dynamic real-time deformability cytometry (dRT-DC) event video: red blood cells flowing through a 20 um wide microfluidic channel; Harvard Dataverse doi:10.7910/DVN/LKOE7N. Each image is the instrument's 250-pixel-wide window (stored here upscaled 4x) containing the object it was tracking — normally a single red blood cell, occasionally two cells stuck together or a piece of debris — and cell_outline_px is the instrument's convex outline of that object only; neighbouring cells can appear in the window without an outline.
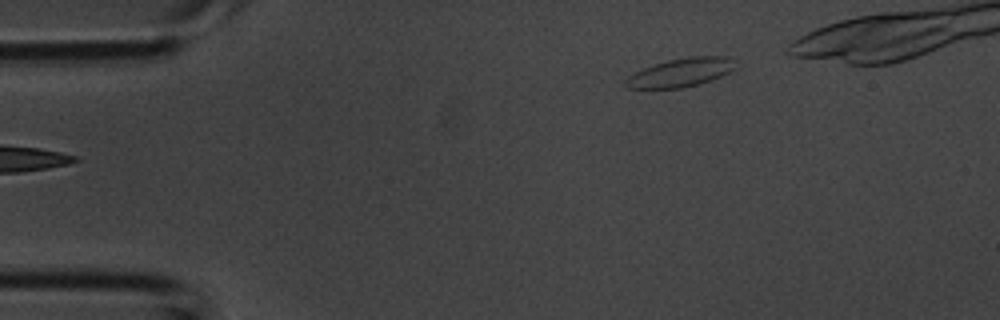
{"species": "common noctule bat (a hibernating species)", "species_latin": "Nyctalus noctula", "temperature_condition": "room temperature", "stored_images_in_passage": 27, "camera_frame_rate_fps": 3000, "um_per_image_px": 0.085, "animal": {"sex": "male", "body_mass_g": 20.1, "forearm_length_mm": 53.5}, "frame": {"image": 1, "passage_image": 1, "time_ms": 0.0, "image_size_px": [1000, 320], "cell_outline_px": [[732, 68], [728, 72], [720, 76], [696, 84], [680, 88], [628, 88], [624, 84], [624, 80], [628, 76], [644, 68], [668, 60], [692, 56], [728, 56]], "centroid_in_image_um": [57.77, 6.17], "position_along_channel_um": 27.2, "area_um2": 17.57}}
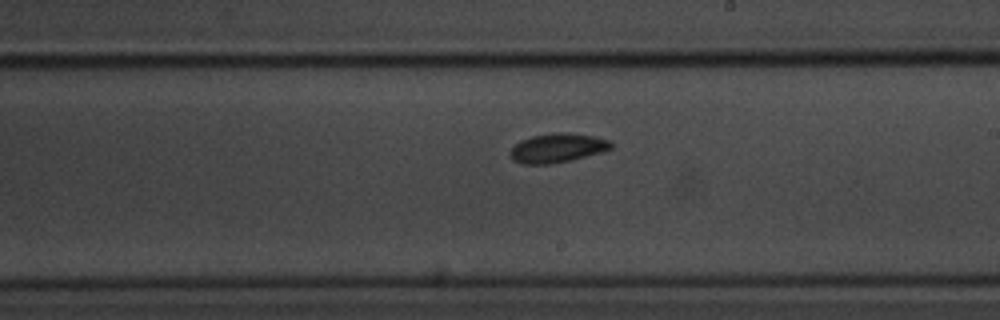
{"frame": {"image": 2, "passage_image": 17, "time_ms": 5.333, "image_size_px": [1000, 320], "cell_outline_px": [[612, 148], [600, 152], [568, 160], [548, 164], [520, 164], [512, 160], [508, 152], [520, 140], [532, 136], [552, 132], [572, 132], [596, 136], [612, 140]], "centroid_in_image_um": [47.36, 12.55], "position_along_channel_um": 241.6, "area_um2": 17.28}}
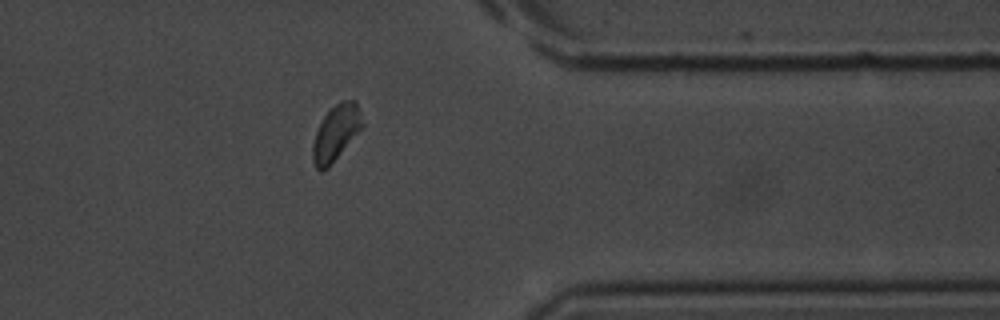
{"frame": {"image": 3, "passage_image": 26, "time_ms": 8.333, "image_size_px": [1000, 320], "cell_outline_px": [[364, 128], [328, 168], [320, 172], [316, 168], [312, 160], [312, 144], [316, 132], [324, 116], [340, 100], [356, 100], [364, 124]], "centroid_in_image_um": [28.58, 11.32], "position_along_channel_um": 382.8, "area_um2": 16.3}}